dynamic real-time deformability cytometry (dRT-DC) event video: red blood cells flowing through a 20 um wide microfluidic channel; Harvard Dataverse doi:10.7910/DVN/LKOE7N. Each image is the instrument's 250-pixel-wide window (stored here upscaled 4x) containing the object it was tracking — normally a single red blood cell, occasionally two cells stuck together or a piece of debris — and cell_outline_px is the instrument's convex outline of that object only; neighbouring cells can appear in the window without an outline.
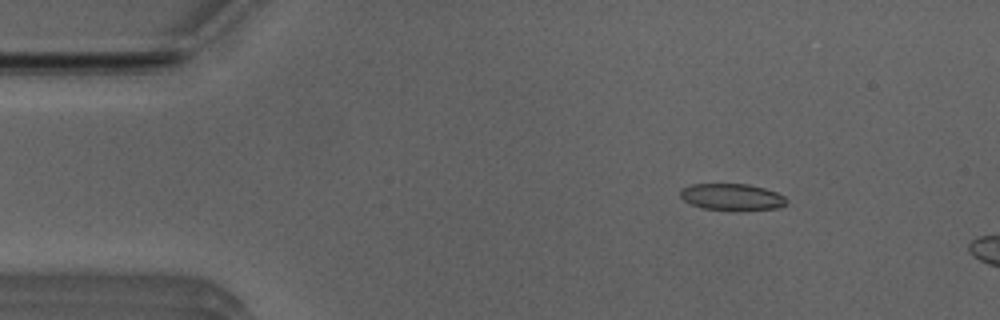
{"species": "Egyptian fruit bat (a non-hibernating species)", "species_latin": "Rousettus aegyptiacus", "temperature_condition": "room temperature", "stored_images_in_passage": 12, "camera_frame_rate_fps": 3000, "um_per_image_px": 0.085, "animal": {"sex": "male"}, "frame": {"image": 1, "passage_image": 7, "time_ms": 2.0, "image_size_px": [1000, 320], "cell_outline_px": [[788, 200], [784, 204], [776, 208], [736, 212], [704, 208], [692, 204], [684, 200], [680, 196], [680, 188], [692, 184], [748, 184], [764, 188], [776, 192], [784, 196]], "centroid_in_image_um": [62.21, 16.76], "position_along_channel_um": 22.8, "area_um2": 16.76}}